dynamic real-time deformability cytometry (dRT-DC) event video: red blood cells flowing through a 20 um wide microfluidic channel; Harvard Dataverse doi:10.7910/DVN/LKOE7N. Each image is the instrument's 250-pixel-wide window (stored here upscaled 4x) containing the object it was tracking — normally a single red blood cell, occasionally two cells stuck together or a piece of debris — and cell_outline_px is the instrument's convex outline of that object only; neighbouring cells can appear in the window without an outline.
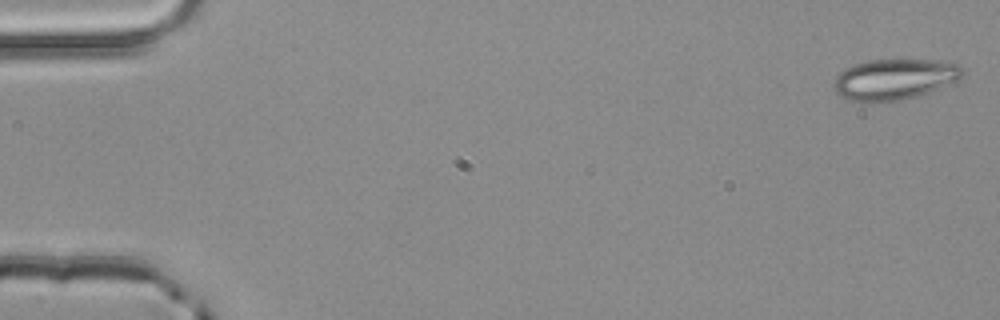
{"species": "common noctule bat (a hibernating species)", "species_latin": "Nyctalus noctula", "temperature_condition": "room temperature", "stored_images_in_passage": 7, "camera_frame_rate_fps": 3000, "um_per_image_px": 0.085, "animal": {"sex": "male", "body_mass_g": 20.4}, "frame": {"image": 1, "passage_image": 1, "time_ms": 0.0, "image_size_px": [1000, 320], "cell_outline_px": [[964, 76], [940, 88], [916, 96], [900, 100], [864, 104], [852, 100], [836, 92], [832, 84], [836, 76], [844, 68], [852, 64], [868, 60], [928, 60], [960, 64], [964, 68]], "centroid_in_image_um": [76.0, 6.74], "position_along_channel_um": 9.0, "area_um2": 30.81}}